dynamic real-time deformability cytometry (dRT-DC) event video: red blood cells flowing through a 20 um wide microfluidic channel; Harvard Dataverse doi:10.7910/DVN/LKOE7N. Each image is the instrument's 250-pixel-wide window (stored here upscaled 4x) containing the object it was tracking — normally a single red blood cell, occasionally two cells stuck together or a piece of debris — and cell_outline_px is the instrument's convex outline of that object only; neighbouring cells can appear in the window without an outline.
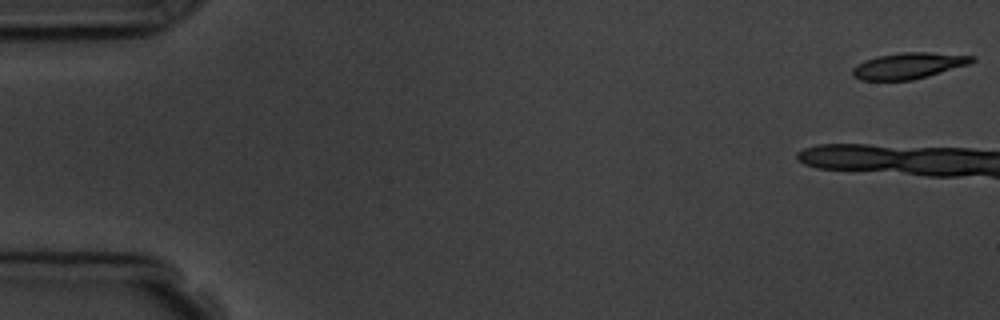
{"species": "common noctule bat (a hibernating species)", "species_latin": "Nyctalus noctula", "temperature_condition": "room temperature", "stored_images_in_passage": 4, "camera_frame_rate_fps": 3000, "um_per_image_px": 0.085, "animal": {"sex": "male", "body_mass_g": 19.5, "forearm_length_mm": 54.6}, "frame": {"image": 1, "passage_image": 1, "time_ms": 0.0, "image_size_px": [1000, 320], "cell_outline_px": [[976, 60], [968, 64], [928, 76], [912, 80], [860, 80], [852, 76], [852, 68], [856, 64], [864, 60], [876, 56], [900, 52], [928, 52], [976, 56]], "centroid_in_image_um": [77.19, 5.58], "position_along_channel_um": 7.8, "area_um2": 18.26}}